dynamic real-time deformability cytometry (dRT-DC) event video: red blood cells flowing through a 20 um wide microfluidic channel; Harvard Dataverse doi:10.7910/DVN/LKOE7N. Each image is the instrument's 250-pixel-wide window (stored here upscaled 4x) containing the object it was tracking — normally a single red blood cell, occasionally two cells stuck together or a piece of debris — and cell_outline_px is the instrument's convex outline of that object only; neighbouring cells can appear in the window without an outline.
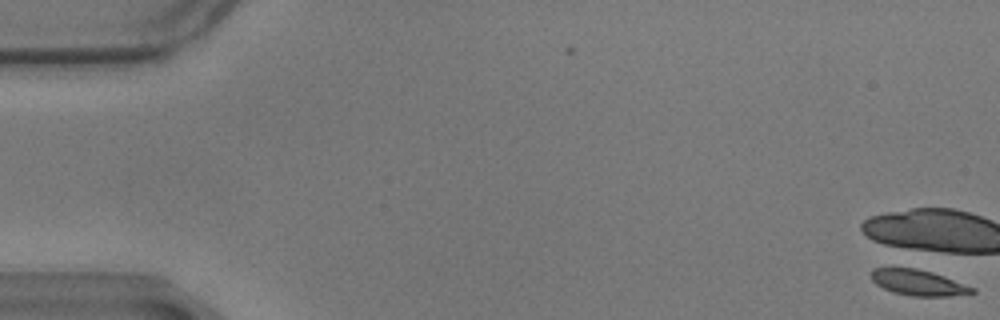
{"species": "common noctule bat (a hibernating species)", "species_latin": "Nyctalus noctula", "temperature_condition": "warm", "stored_images_in_passage": 2, "camera_frame_rate_fps": 3000, "um_per_image_px": 0.085, "animal": {"sex": "male", "body_mass_g": 17.9}, "frame": {"image": 1, "passage_image": 2, "time_ms": 0.333, "image_size_px": [1000, 320], "cell_outline_px": [[976, 292], [948, 296], [912, 296], [896, 292], [884, 288], [876, 284], [872, 280], [872, 268], [908, 264], [944, 276], [976, 288]], "centroid_in_image_um": [78.01, 23.95], "position_along_channel_um": 7.0, "area_um2": 15.66}}